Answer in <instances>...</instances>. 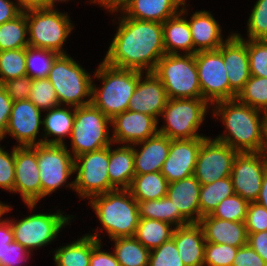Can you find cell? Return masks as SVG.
I'll return each mask as SVG.
<instances>
[{
  "label": "cell",
  "instance_id": "31",
  "mask_svg": "<svg viewBox=\"0 0 267 266\" xmlns=\"http://www.w3.org/2000/svg\"><path fill=\"white\" fill-rule=\"evenodd\" d=\"M137 204L140 218L164 221L175 228L190 223L179 210H175L167 196L157 200L137 201Z\"/></svg>",
  "mask_w": 267,
  "mask_h": 266
},
{
  "label": "cell",
  "instance_id": "41",
  "mask_svg": "<svg viewBox=\"0 0 267 266\" xmlns=\"http://www.w3.org/2000/svg\"><path fill=\"white\" fill-rule=\"evenodd\" d=\"M41 111H48L59 105V100L48 78L33 79L28 98Z\"/></svg>",
  "mask_w": 267,
  "mask_h": 266
},
{
  "label": "cell",
  "instance_id": "18",
  "mask_svg": "<svg viewBox=\"0 0 267 266\" xmlns=\"http://www.w3.org/2000/svg\"><path fill=\"white\" fill-rule=\"evenodd\" d=\"M205 138L171 140L168 157L161 170L168 183L193 176L198 152Z\"/></svg>",
  "mask_w": 267,
  "mask_h": 266
},
{
  "label": "cell",
  "instance_id": "63",
  "mask_svg": "<svg viewBox=\"0 0 267 266\" xmlns=\"http://www.w3.org/2000/svg\"><path fill=\"white\" fill-rule=\"evenodd\" d=\"M265 114H266V126H267V111L265 112Z\"/></svg>",
  "mask_w": 267,
  "mask_h": 266
},
{
  "label": "cell",
  "instance_id": "1",
  "mask_svg": "<svg viewBox=\"0 0 267 266\" xmlns=\"http://www.w3.org/2000/svg\"><path fill=\"white\" fill-rule=\"evenodd\" d=\"M120 18L103 61L116 68L153 72L166 54L162 23L132 19L124 14Z\"/></svg>",
  "mask_w": 267,
  "mask_h": 266
},
{
  "label": "cell",
  "instance_id": "35",
  "mask_svg": "<svg viewBox=\"0 0 267 266\" xmlns=\"http://www.w3.org/2000/svg\"><path fill=\"white\" fill-rule=\"evenodd\" d=\"M114 255L120 266H148L150 250L145 248L135 237H118Z\"/></svg>",
  "mask_w": 267,
  "mask_h": 266
},
{
  "label": "cell",
  "instance_id": "60",
  "mask_svg": "<svg viewBox=\"0 0 267 266\" xmlns=\"http://www.w3.org/2000/svg\"><path fill=\"white\" fill-rule=\"evenodd\" d=\"M258 153L261 156L267 170V130L264 133L263 142Z\"/></svg>",
  "mask_w": 267,
  "mask_h": 266
},
{
  "label": "cell",
  "instance_id": "7",
  "mask_svg": "<svg viewBox=\"0 0 267 266\" xmlns=\"http://www.w3.org/2000/svg\"><path fill=\"white\" fill-rule=\"evenodd\" d=\"M69 18L53 7L27 10L29 46L66 54L62 47L74 27Z\"/></svg>",
  "mask_w": 267,
  "mask_h": 266
},
{
  "label": "cell",
  "instance_id": "25",
  "mask_svg": "<svg viewBox=\"0 0 267 266\" xmlns=\"http://www.w3.org/2000/svg\"><path fill=\"white\" fill-rule=\"evenodd\" d=\"M186 0H124L120 12L126 17L138 20L164 23L178 14Z\"/></svg>",
  "mask_w": 267,
  "mask_h": 266
},
{
  "label": "cell",
  "instance_id": "37",
  "mask_svg": "<svg viewBox=\"0 0 267 266\" xmlns=\"http://www.w3.org/2000/svg\"><path fill=\"white\" fill-rule=\"evenodd\" d=\"M26 36L28 37V24L24 11L15 19L0 25V51L28 47Z\"/></svg>",
  "mask_w": 267,
  "mask_h": 266
},
{
  "label": "cell",
  "instance_id": "59",
  "mask_svg": "<svg viewBox=\"0 0 267 266\" xmlns=\"http://www.w3.org/2000/svg\"><path fill=\"white\" fill-rule=\"evenodd\" d=\"M256 202L267 209V170L263 175L262 187L260 189V194Z\"/></svg>",
  "mask_w": 267,
  "mask_h": 266
},
{
  "label": "cell",
  "instance_id": "56",
  "mask_svg": "<svg viewBox=\"0 0 267 266\" xmlns=\"http://www.w3.org/2000/svg\"><path fill=\"white\" fill-rule=\"evenodd\" d=\"M14 241L13 230L8 220H0V259L2 257V250L6 245Z\"/></svg>",
  "mask_w": 267,
  "mask_h": 266
},
{
  "label": "cell",
  "instance_id": "58",
  "mask_svg": "<svg viewBox=\"0 0 267 266\" xmlns=\"http://www.w3.org/2000/svg\"><path fill=\"white\" fill-rule=\"evenodd\" d=\"M90 1H92V3L97 2L102 7L104 6L105 9H108L110 13L118 12L124 4V0H90Z\"/></svg>",
  "mask_w": 267,
  "mask_h": 266
},
{
  "label": "cell",
  "instance_id": "3",
  "mask_svg": "<svg viewBox=\"0 0 267 266\" xmlns=\"http://www.w3.org/2000/svg\"><path fill=\"white\" fill-rule=\"evenodd\" d=\"M94 74L102 80L103 86L99 89L92 83L91 103L110 119L128 110L139 80V71L112 67L102 61Z\"/></svg>",
  "mask_w": 267,
  "mask_h": 266
},
{
  "label": "cell",
  "instance_id": "34",
  "mask_svg": "<svg viewBox=\"0 0 267 266\" xmlns=\"http://www.w3.org/2000/svg\"><path fill=\"white\" fill-rule=\"evenodd\" d=\"M55 251L56 266H89L92 253V237L85 234L77 241Z\"/></svg>",
  "mask_w": 267,
  "mask_h": 266
},
{
  "label": "cell",
  "instance_id": "21",
  "mask_svg": "<svg viewBox=\"0 0 267 266\" xmlns=\"http://www.w3.org/2000/svg\"><path fill=\"white\" fill-rule=\"evenodd\" d=\"M142 75L144 72L139 71V80L128 110L148 114L158 121L169 99L167 92L153 72H145V78Z\"/></svg>",
  "mask_w": 267,
  "mask_h": 266
},
{
  "label": "cell",
  "instance_id": "57",
  "mask_svg": "<svg viewBox=\"0 0 267 266\" xmlns=\"http://www.w3.org/2000/svg\"><path fill=\"white\" fill-rule=\"evenodd\" d=\"M17 3L23 12L31 9L48 8V0H17Z\"/></svg>",
  "mask_w": 267,
  "mask_h": 266
},
{
  "label": "cell",
  "instance_id": "51",
  "mask_svg": "<svg viewBox=\"0 0 267 266\" xmlns=\"http://www.w3.org/2000/svg\"><path fill=\"white\" fill-rule=\"evenodd\" d=\"M92 237V253L89 266H120L114 252H105L101 250V240L99 234H87Z\"/></svg>",
  "mask_w": 267,
  "mask_h": 266
},
{
  "label": "cell",
  "instance_id": "4",
  "mask_svg": "<svg viewBox=\"0 0 267 266\" xmlns=\"http://www.w3.org/2000/svg\"><path fill=\"white\" fill-rule=\"evenodd\" d=\"M90 206L111 239L134 237L139 224L137 200L129 189H115L105 194L93 196Z\"/></svg>",
  "mask_w": 267,
  "mask_h": 266
},
{
  "label": "cell",
  "instance_id": "23",
  "mask_svg": "<svg viewBox=\"0 0 267 266\" xmlns=\"http://www.w3.org/2000/svg\"><path fill=\"white\" fill-rule=\"evenodd\" d=\"M172 238L185 266H204V231L199 223L174 227Z\"/></svg>",
  "mask_w": 267,
  "mask_h": 266
},
{
  "label": "cell",
  "instance_id": "49",
  "mask_svg": "<svg viewBox=\"0 0 267 266\" xmlns=\"http://www.w3.org/2000/svg\"><path fill=\"white\" fill-rule=\"evenodd\" d=\"M32 78L28 75L3 82L2 85L12 101L26 100L30 96Z\"/></svg>",
  "mask_w": 267,
  "mask_h": 266
},
{
  "label": "cell",
  "instance_id": "13",
  "mask_svg": "<svg viewBox=\"0 0 267 266\" xmlns=\"http://www.w3.org/2000/svg\"><path fill=\"white\" fill-rule=\"evenodd\" d=\"M202 99L214 105L230 100V84L223 62V44L216 50L195 54Z\"/></svg>",
  "mask_w": 267,
  "mask_h": 266
},
{
  "label": "cell",
  "instance_id": "19",
  "mask_svg": "<svg viewBox=\"0 0 267 266\" xmlns=\"http://www.w3.org/2000/svg\"><path fill=\"white\" fill-rule=\"evenodd\" d=\"M158 122L148 114L126 110L111 119L113 144L133 145L158 133Z\"/></svg>",
  "mask_w": 267,
  "mask_h": 266
},
{
  "label": "cell",
  "instance_id": "46",
  "mask_svg": "<svg viewBox=\"0 0 267 266\" xmlns=\"http://www.w3.org/2000/svg\"><path fill=\"white\" fill-rule=\"evenodd\" d=\"M148 266H185L173 238L150 250Z\"/></svg>",
  "mask_w": 267,
  "mask_h": 266
},
{
  "label": "cell",
  "instance_id": "28",
  "mask_svg": "<svg viewBox=\"0 0 267 266\" xmlns=\"http://www.w3.org/2000/svg\"><path fill=\"white\" fill-rule=\"evenodd\" d=\"M185 4L186 2L178 14L162 23L166 54H179L181 50L185 51L186 54H193V41L189 23L185 17H181L187 12Z\"/></svg>",
  "mask_w": 267,
  "mask_h": 266
},
{
  "label": "cell",
  "instance_id": "20",
  "mask_svg": "<svg viewBox=\"0 0 267 266\" xmlns=\"http://www.w3.org/2000/svg\"><path fill=\"white\" fill-rule=\"evenodd\" d=\"M223 62L230 84V99H235L251 77L246 40L241 34L232 33L223 43Z\"/></svg>",
  "mask_w": 267,
  "mask_h": 266
},
{
  "label": "cell",
  "instance_id": "55",
  "mask_svg": "<svg viewBox=\"0 0 267 266\" xmlns=\"http://www.w3.org/2000/svg\"><path fill=\"white\" fill-rule=\"evenodd\" d=\"M22 12L18 3L11 0H0V25L15 19Z\"/></svg>",
  "mask_w": 267,
  "mask_h": 266
},
{
  "label": "cell",
  "instance_id": "42",
  "mask_svg": "<svg viewBox=\"0 0 267 266\" xmlns=\"http://www.w3.org/2000/svg\"><path fill=\"white\" fill-rule=\"evenodd\" d=\"M248 204L247 200L234 193L223 199L211 215L223 220L245 222Z\"/></svg>",
  "mask_w": 267,
  "mask_h": 266
},
{
  "label": "cell",
  "instance_id": "48",
  "mask_svg": "<svg viewBox=\"0 0 267 266\" xmlns=\"http://www.w3.org/2000/svg\"><path fill=\"white\" fill-rule=\"evenodd\" d=\"M245 225L247 233L267 231V209L256 201L249 202Z\"/></svg>",
  "mask_w": 267,
  "mask_h": 266
},
{
  "label": "cell",
  "instance_id": "38",
  "mask_svg": "<svg viewBox=\"0 0 267 266\" xmlns=\"http://www.w3.org/2000/svg\"><path fill=\"white\" fill-rule=\"evenodd\" d=\"M236 99L263 112L267 111V78L252 76L236 95Z\"/></svg>",
  "mask_w": 267,
  "mask_h": 266
},
{
  "label": "cell",
  "instance_id": "54",
  "mask_svg": "<svg viewBox=\"0 0 267 266\" xmlns=\"http://www.w3.org/2000/svg\"><path fill=\"white\" fill-rule=\"evenodd\" d=\"M247 244L267 263V231L248 233Z\"/></svg>",
  "mask_w": 267,
  "mask_h": 266
},
{
  "label": "cell",
  "instance_id": "17",
  "mask_svg": "<svg viewBox=\"0 0 267 266\" xmlns=\"http://www.w3.org/2000/svg\"><path fill=\"white\" fill-rule=\"evenodd\" d=\"M41 112L29 99L13 101L5 136L9 134L17 139L19 147L42 144L41 139L36 140L43 125Z\"/></svg>",
  "mask_w": 267,
  "mask_h": 266
},
{
  "label": "cell",
  "instance_id": "2",
  "mask_svg": "<svg viewBox=\"0 0 267 266\" xmlns=\"http://www.w3.org/2000/svg\"><path fill=\"white\" fill-rule=\"evenodd\" d=\"M213 116L221 117L226 134L215 137L238 153L259 152L267 130L265 112L239 102L236 98L214 103ZM216 108V109H215ZM263 116L261 117L260 114Z\"/></svg>",
  "mask_w": 267,
  "mask_h": 266
},
{
  "label": "cell",
  "instance_id": "10",
  "mask_svg": "<svg viewBox=\"0 0 267 266\" xmlns=\"http://www.w3.org/2000/svg\"><path fill=\"white\" fill-rule=\"evenodd\" d=\"M108 165L109 146L83 153L74 158V172L77 176L66 186L78 192L83 199L115 190L109 180Z\"/></svg>",
  "mask_w": 267,
  "mask_h": 266
},
{
  "label": "cell",
  "instance_id": "30",
  "mask_svg": "<svg viewBox=\"0 0 267 266\" xmlns=\"http://www.w3.org/2000/svg\"><path fill=\"white\" fill-rule=\"evenodd\" d=\"M63 105H58L47 111V114L43 119V131L44 137L42 144H56L64 145V138L70 136L73 128V121L75 115V107L71 112L70 106L67 108ZM54 136L56 138L48 139V137Z\"/></svg>",
  "mask_w": 267,
  "mask_h": 266
},
{
  "label": "cell",
  "instance_id": "44",
  "mask_svg": "<svg viewBox=\"0 0 267 266\" xmlns=\"http://www.w3.org/2000/svg\"><path fill=\"white\" fill-rule=\"evenodd\" d=\"M248 39L267 40V0H257L247 21Z\"/></svg>",
  "mask_w": 267,
  "mask_h": 266
},
{
  "label": "cell",
  "instance_id": "24",
  "mask_svg": "<svg viewBox=\"0 0 267 266\" xmlns=\"http://www.w3.org/2000/svg\"><path fill=\"white\" fill-rule=\"evenodd\" d=\"M200 188L194 176L168 183L166 196L172 201L175 210H179L190 223L200 222Z\"/></svg>",
  "mask_w": 267,
  "mask_h": 266
},
{
  "label": "cell",
  "instance_id": "40",
  "mask_svg": "<svg viewBox=\"0 0 267 266\" xmlns=\"http://www.w3.org/2000/svg\"><path fill=\"white\" fill-rule=\"evenodd\" d=\"M27 75L26 48L0 51V83Z\"/></svg>",
  "mask_w": 267,
  "mask_h": 266
},
{
  "label": "cell",
  "instance_id": "8",
  "mask_svg": "<svg viewBox=\"0 0 267 266\" xmlns=\"http://www.w3.org/2000/svg\"><path fill=\"white\" fill-rule=\"evenodd\" d=\"M111 119L92 103L75 107L71 132V153L74 158L87 152L97 151L112 145L109 135Z\"/></svg>",
  "mask_w": 267,
  "mask_h": 266
},
{
  "label": "cell",
  "instance_id": "27",
  "mask_svg": "<svg viewBox=\"0 0 267 266\" xmlns=\"http://www.w3.org/2000/svg\"><path fill=\"white\" fill-rule=\"evenodd\" d=\"M188 23L193 41V54L200 51L216 50L225 42L220 25L211 12L196 11Z\"/></svg>",
  "mask_w": 267,
  "mask_h": 266
},
{
  "label": "cell",
  "instance_id": "43",
  "mask_svg": "<svg viewBox=\"0 0 267 266\" xmlns=\"http://www.w3.org/2000/svg\"><path fill=\"white\" fill-rule=\"evenodd\" d=\"M250 74L267 78V40H246Z\"/></svg>",
  "mask_w": 267,
  "mask_h": 266
},
{
  "label": "cell",
  "instance_id": "32",
  "mask_svg": "<svg viewBox=\"0 0 267 266\" xmlns=\"http://www.w3.org/2000/svg\"><path fill=\"white\" fill-rule=\"evenodd\" d=\"M168 181L161 172L135 174L129 188L137 201L157 200L166 197Z\"/></svg>",
  "mask_w": 267,
  "mask_h": 266
},
{
  "label": "cell",
  "instance_id": "9",
  "mask_svg": "<svg viewBox=\"0 0 267 266\" xmlns=\"http://www.w3.org/2000/svg\"><path fill=\"white\" fill-rule=\"evenodd\" d=\"M209 103L202 98L168 99L161 116L166 125L158 133L171 140L200 138L198 128L204 121Z\"/></svg>",
  "mask_w": 267,
  "mask_h": 266
},
{
  "label": "cell",
  "instance_id": "29",
  "mask_svg": "<svg viewBox=\"0 0 267 266\" xmlns=\"http://www.w3.org/2000/svg\"><path fill=\"white\" fill-rule=\"evenodd\" d=\"M108 174L110 183L116 189H129L135 176L134 153L132 145L115 149L109 146Z\"/></svg>",
  "mask_w": 267,
  "mask_h": 266
},
{
  "label": "cell",
  "instance_id": "50",
  "mask_svg": "<svg viewBox=\"0 0 267 266\" xmlns=\"http://www.w3.org/2000/svg\"><path fill=\"white\" fill-rule=\"evenodd\" d=\"M29 255L31 257V252L29 250L20 243L13 241L2 250L0 266H21Z\"/></svg>",
  "mask_w": 267,
  "mask_h": 266
},
{
  "label": "cell",
  "instance_id": "33",
  "mask_svg": "<svg viewBox=\"0 0 267 266\" xmlns=\"http://www.w3.org/2000/svg\"><path fill=\"white\" fill-rule=\"evenodd\" d=\"M174 227L155 219L140 218L134 237L147 249L152 250L172 238Z\"/></svg>",
  "mask_w": 267,
  "mask_h": 266
},
{
  "label": "cell",
  "instance_id": "5",
  "mask_svg": "<svg viewBox=\"0 0 267 266\" xmlns=\"http://www.w3.org/2000/svg\"><path fill=\"white\" fill-rule=\"evenodd\" d=\"M47 78L55 88L59 105L72 108L91 103L93 78L68 54L56 57Z\"/></svg>",
  "mask_w": 267,
  "mask_h": 266
},
{
  "label": "cell",
  "instance_id": "47",
  "mask_svg": "<svg viewBox=\"0 0 267 266\" xmlns=\"http://www.w3.org/2000/svg\"><path fill=\"white\" fill-rule=\"evenodd\" d=\"M15 146L8 153L0 146V187L14 193Z\"/></svg>",
  "mask_w": 267,
  "mask_h": 266
},
{
  "label": "cell",
  "instance_id": "53",
  "mask_svg": "<svg viewBox=\"0 0 267 266\" xmlns=\"http://www.w3.org/2000/svg\"><path fill=\"white\" fill-rule=\"evenodd\" d=\"M13 101L0 83V141L5 137V131L10 118Z\"/></svg>",
  "mask_w": 267,
  "mask_h": 266
},
{
  "label": "cell",
  "instance_id": "12",
  "mask_svg": "<svg viewBox=\"0 0 267 266\" xmlns=\"http://www.w3.org/2000/svg\"><path fill=\"white\" fill-rule=\"evenodd\" d=\"M71 219V216H64L58 210L57 213L53 214H32L18 222L13 221V219L7 220L11 224L14 241L31 251L51 243L65 224H70Z\"/></svg>",
  "mask_w": 267,
  "mask_h": 266
},
{
  "label": "cell",
  "instance_id": "22",
  "mask_svg": "<svg viewBox=\"0 0 267 266\" xmlns=\"http://www.w3.org/2000/svg\"><path fill=\"white\" fill-rule=\"evenodd\" d=\"M171 139L163 134L156 135L133 144L135 174L161 172L168 157ZM135 145V146H134ZM141 146L138 150L136 146Z\"/></svg>",
  "mask_w": 267,
  "mask_h": 266
},
{
  "label": "cell",
  "instance_id": "15",
  "mask_svg": "<svg viewBox=\"0 0 267 266\" xmlns=\"http://www.w3.org/2000/svg\"><path fill=\"white\" fill-rule=\"evenodd\" d=\"M265 172L266 167L258 152L238 153L230 174L234 193L248 202H255L259 197Z\"/></svg>",
  "mask_w": 267,
  "mask_h": 266
},
{
  "label": "cell",
  "instance_id": "36",
  "mask_svg": "<svg viewBox=\"0 0 267 266\" xmlns=\"http://www.w3.org/2000/svg\"><path fill=\"white\" fill-rule=\"evenodd\" d=\"M233 194L234 189L230 176L207 185H201L199 194L200 219L205 215L212 214L223 199Z\"/></svg>",
  "mask_w": 267,
  "mask_h": 266
},
{
  "label": "cell",
  "instance_id": "45",
  "mask_svg": "<svg viewBox=\"0 0 267 266\" xmlns=\"http://www.w3.org/2000/svg\"><path fill=\"white\" fill-rule=\"evenodd\" d=\"M239 247L206 242L204 266H232Z\"/></svg>",
  "mask_w": 267,
  "mask_h": 266
},
{
  "label": "cell",
  "instance_id": "62",
  "mask_svg": "<svg viewBox=\"0 0 267 266\" xmlns=\"http://www.w3.org/2000/svg\"><path fill=\"white\" fill-rule=\"evenodd\" d=\"M58 1H60V2H65V1H67V0H48V8H51V7H53V8H55L56 6H55V2H58Z\"/></svg>",
  "mask_w": 267,
  "mask_h": 266
},
{
  "label": "cell",
  "instance_id": "61",
  "mask_svg": "<svg viewBox=\"0 0 267 266\" xmlns=\"http://www.w3.org/2000/svg\"><path fill=\"white\" fill-rule=\"evenodd\" d=\"M11 208L12 207H10L9 205H5L4 203L0 202V217H2L3 214L9 212Z\"/></svg>",
  "mask_w": 267,
  "mask_h": 266
},
{
  "label": "cell",
  "instance_id": "26",
  "mask_svg": "<svg viewBox=\"0 0 267 266\" xmlns=\"http://www.w3.org/2000/svg\"><path fill=\"white\" fill-rule=\"evenodd\" d=\"M205 241L241 247L247 244L248 233L245 222L228 221L213 217L211 214L200 219Z\"/></svg>",
  "mask_w": 267,
  "mask_h": 266
},
{
  "label": "cell",
  "instance_id": "39",
  "mask_svg": "<svg viewBox=\"0 0 267 266\" xmlns=\"http://www.w3.org/2000/svg\"><path fill=\"white\" fill-rule=\"evenodd\" d=\"M59 54L41 48L26 47V72L32 79L47 78Z\"/></svg>",
  "mask_w": 267,
  "mask_h": 266
},
{
  "label": "cell",
  "instance_id": "6",
  "mask_svg": "<svg viewBox=\"0 0 267 266\" xmlns=\"http://www.w3.org/2000/svg\"><path fill=\"white\" fill-rule=\"evenodd\" d=\"M165 54L153 74L163 83L169 99L202 98L194 54Z\"/></svg>",
  "mask_w": 267,
  "mask_h": 266
},
{
  "label": "cell",
  "instance_id": "14",
  "mask_svg": "<svg viewBox=\"0 0 267 266\" xmlns=\"http://www.w3.org/2000/svg\"><path fill=\"white\" fill-rule=\"evenodd\" d=\"M238 152L216 139L206 137L198 152L193 176L200 185L229 177Z\"/></svg>",
  "mask_w": 267,
  "mask_h": 266
},
{
  "label": "cell",
  "instance_id": "52",
  "mask_svg": "<svg viewBox=\"0 0 267 266\" xmlns=\"http://www.w3.org/2000/svg\"><path fill=\"white\" fill-rule=\"evenodd\" d=\"M232 266H267V263L246 244L238 248Z\"/></svg>",
  "mask_w": 267,
  "mask_h": 266
},
{
  "label": "cell",
  "instance_id": "11",
  "mask_svg": "<svg viewBox=\"0 0 267 266\" xmlns=\"http://www.w3.org/2000/svg\"><path fill=\"white\" fill-rule=\"evenodd\" d=\"M36 150L41 182V199L64 186L74 172V157L66 144H39Z\"/></svg>",
  "mask_w": 267,
  "mask_h": 266
},
{
  "label": "cell",
  "instance_id": "16",
  "mask_svg": "<svg viewBox=\"0 0 267 266\" xmlns=\"http://www.w3.org/2000/svg\"><path fill=\"white\" fill-rule=\"evenodd\" d=\"M14 193L33 210L41 199V182L36 150L32 146H15Z\"/></svg>",
  "mask_w": 267,
  "mask_h": 266
}]
</instances>
